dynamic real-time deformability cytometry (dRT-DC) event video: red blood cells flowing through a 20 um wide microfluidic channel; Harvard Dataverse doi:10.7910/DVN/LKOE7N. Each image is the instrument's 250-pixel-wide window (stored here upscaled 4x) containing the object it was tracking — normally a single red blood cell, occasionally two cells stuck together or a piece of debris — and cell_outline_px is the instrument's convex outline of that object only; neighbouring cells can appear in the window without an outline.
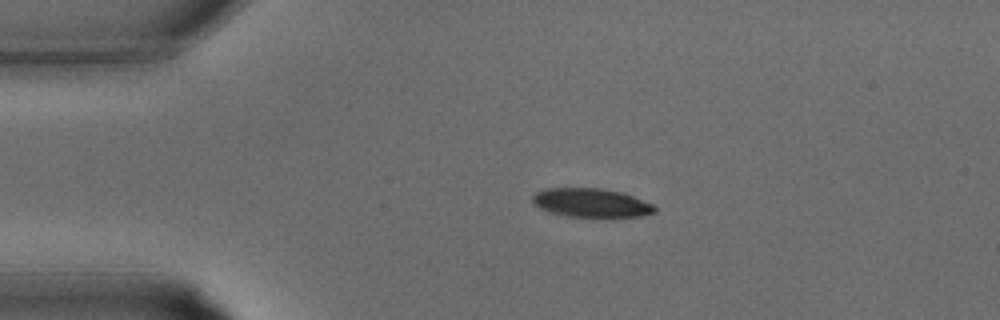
{"species": "common noctule bat (a hibernating species)", "species_latin": "Nyctalus noctula", "temperature_condition": "warm", "stored_images_in_passage": 27, "camera_frame_rate_fps": 3000, "um_per_image_px": 0.085, "animal": {"sex": "male", "body_mass_g": 15.6}, "frame": {"image": 1, "passage_image": 1, "time_ms": 0.0, "image_size_px": [1000, 320], "cell_outline_px": [[656, 212], [640, 216], [568, 216], [552, 212], [540, 208], [532, 200], [532, 196], [536, 192], [544, 188], [600, 188], [620, 192], [632, 196], [652, 204], [656, 208]], "centroid_in_image_um": [50.23, 17.22], "position_along_channel_um": 34.8, "area_um2": 20.06}}
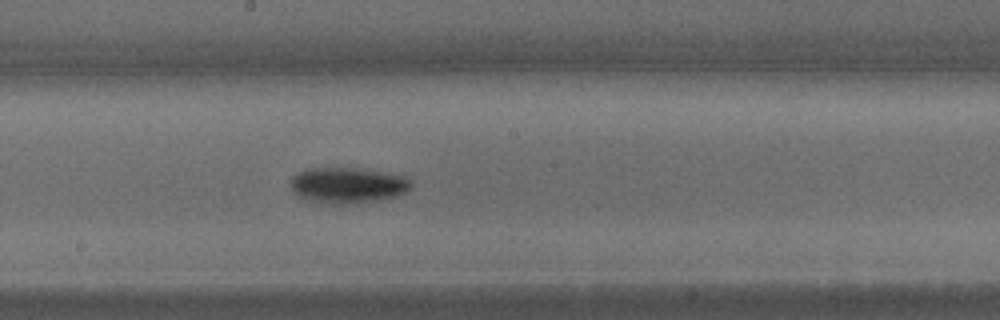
{"frame": {"image": 2, "passage_image": 12, "time_ms": 3.667, "image_size_px": [1000, 320], "cell_outline_px": [[412, 188], [396, 196], [376, 200], [352, 204], [336, 204], [312, 200], [300, 196], [292, 192], [288, 184], [288, 180], [296, 172], [308, 168], [356, 168], [404, 176], [412, 180]], "centroid_in_image_um": [29.51, 15.73], "position_along_channel_um": 218.7, "area_um2": 25.14}}
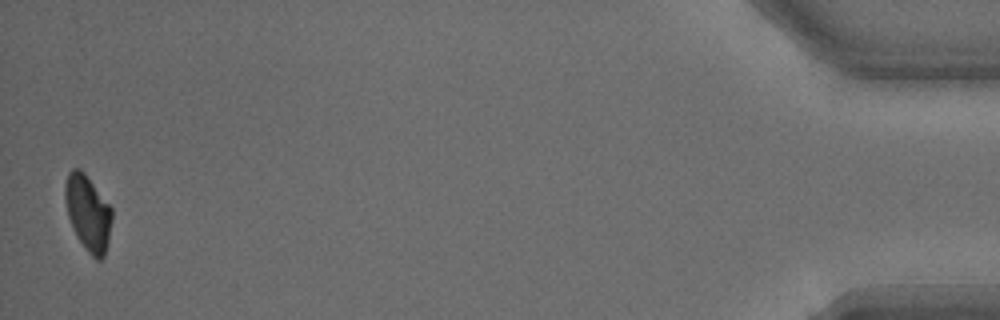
{"frame": {"image": 3, "passage_image": 27, "time_ms": 8.667, "image_size_px": [1000, 320], "cell_outline_px": [[112, 220], [108, 244], [104, 256], [100, 260], [96, 260], [84, 248], [68, 216], [64, 196], [64, 188], [68, 172], [72, 168], [80, 168], [84, 172], [112, 208]], "centroid_in_image_um": [7.49, 18.08], "position_along_channel_um": 427.7, "area_um2": 20.52}}